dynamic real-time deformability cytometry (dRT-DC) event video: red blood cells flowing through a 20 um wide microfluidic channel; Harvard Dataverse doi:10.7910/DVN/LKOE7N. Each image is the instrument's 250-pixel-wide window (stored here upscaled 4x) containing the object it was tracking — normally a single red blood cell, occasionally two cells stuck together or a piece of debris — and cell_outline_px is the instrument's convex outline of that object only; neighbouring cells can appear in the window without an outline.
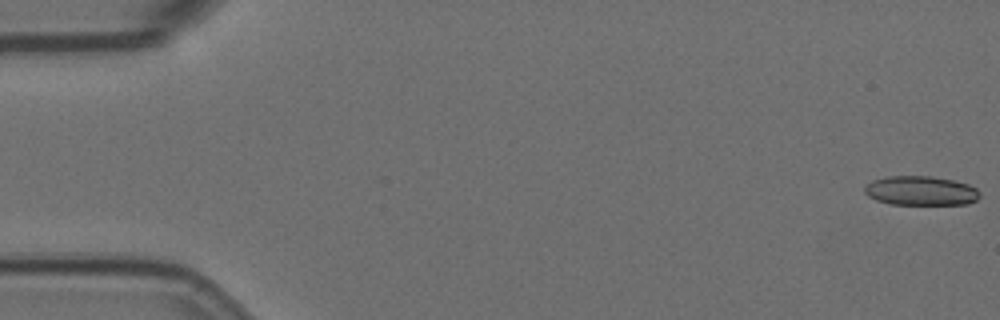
{"species": "Egyptian fruit bat (a non-hibernating species)", "species_latin": "Rousettus aegyptiacus", "temperature_condition": "room temperature", "stored_images_in_passage": 6, "camera_frame_rate_fps": 3000, "um_per_image_px": 0.085, "animal": {"sex": "female"}, "frame": {"image": 1, "passage_image": 1, "time_ms": 0.0, "image_size_px": [1000, 320], "cell_outline_px": [[980, 196], [976, 200], [968, 204], [888, 204], [876, 200], [868, 196], [864, 192], [864, 188], [872, 180], [888, 176], [932, 176], [952, 180], [968, 184], [976, 188], [980, 192]], "centroid_in_image_um": [78.26, 16.21], "position_along_channel_um": 6.7, "area_um2": 19.71}}